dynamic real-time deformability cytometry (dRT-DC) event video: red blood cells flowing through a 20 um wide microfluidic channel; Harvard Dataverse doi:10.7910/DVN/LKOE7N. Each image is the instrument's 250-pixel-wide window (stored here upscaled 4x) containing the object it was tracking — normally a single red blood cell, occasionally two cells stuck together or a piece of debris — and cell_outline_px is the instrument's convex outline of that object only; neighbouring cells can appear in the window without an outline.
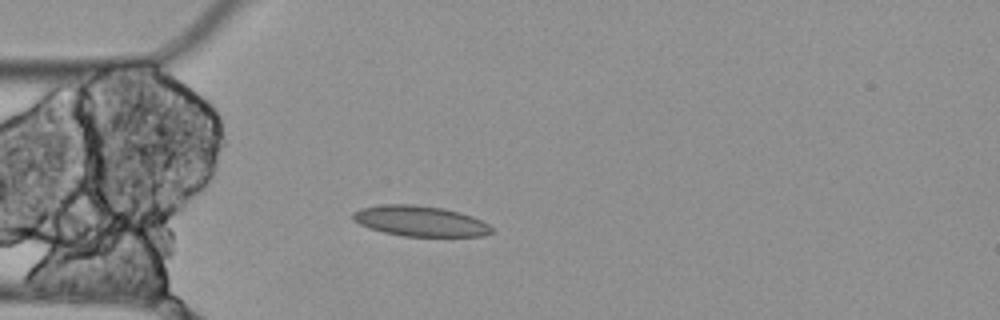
{"species": "Egyptian fruit bat (a non-hibernating species)", "species_latin": "Rousettus aegyptiacus", "temperature_condition": "cold", "stored_images_in_passage": 4, "camera_frame_rate_fps": 3000, "um_per_image_px": 0.085, "animal": {"sex": "female"}, "frame": {"image": 1, "passage_image": 4, "time_ms": 1.0, "image_size_px": [1000, 320], "cell_outline_px": [[496, 232], [484, 236], [404, 236], [384, 232], [368, 228], [352, 220], [352, 212], [360, 208], [384, 204], [412, 204], [444, 208], [460, 212], [472, 216], [488, 224]], "centroid_in_image_um": [35.71, 18.79], "position_along_channel_um": 49.3, "area_um2": 24.8}}